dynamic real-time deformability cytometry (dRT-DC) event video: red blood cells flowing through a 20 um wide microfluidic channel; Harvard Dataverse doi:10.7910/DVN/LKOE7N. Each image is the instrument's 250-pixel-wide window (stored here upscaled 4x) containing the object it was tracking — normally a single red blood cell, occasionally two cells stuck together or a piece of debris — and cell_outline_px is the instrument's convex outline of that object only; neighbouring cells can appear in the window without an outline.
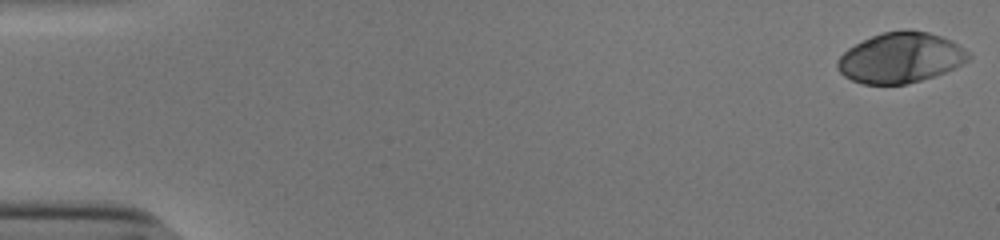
{"species": "human", "species_latin": "Homo sapiens", "temperature_condition": "cold", "stored_images_in_passage": 45, "camera_frame_rate_fps": 3000, "um_per_image_px": 0.085, "donor": {"sex": "male"}, "frame": {"image": 1, "passage_image": 1, "time_ms": 0.0, "image_size_px": [1000, 240], "cell_outline_px": [[972, 56], [968, 60], [944, 72], [920, 80], [904, 84], [864, 84], [852, 80], [844, 76], [836, 68], [836, 60], [848, 48], [872, 36], [884, 32], [904, 28], [908, 28], [928, 32], [952, 40], [968, 52]], "centroid_in_image_um": [76.52, 4.89], "position_along_channel_um": 8.5, "area_um2": 38.32}}
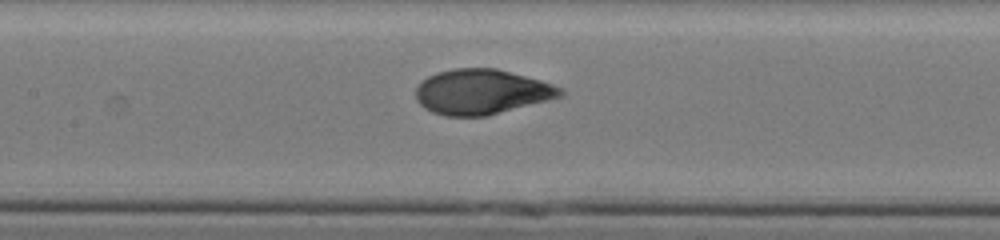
{"frame": {"image": 2, "passage_image": 26, "time_ms": 8.333, "image_size_px": [1000, 240], "cell_outline_px": [[564, 96], [488, 116], [444, 116], [432, 112], [424, 108], [416, 100], [416, 88], [420, 80], [436, 72], [452, 68], [496, 68], [540, 80], [564, 88]], "centroid_in_image_um": [40.93, 7.81], "position_along_channel_um": 166.5, "area_um2": 38.32}}
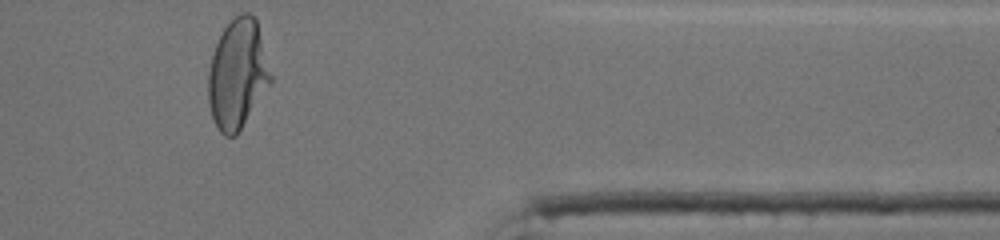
{"frame": {"image": 3, "passage_image": 45, "time_ms": 14.667, "image_size_px": [1000, 240], "cell_outline_px": [[272, 80], [236, 136], [224, 136], [220, 132], [212, 116], [208, 100], [208, 72], [212, 56], [216, 44], [224, 28], [240, 12], [248, 12], [256, 20], [272, 76]], "centroid_in_image_um": [20.18, 6.31], "position_along_channel_um": 391.2, "area_um2": 39.19}, "authors_computed_cell_mechanics": {"area_um2": 38.0902, "velocity_mm_per_s": 3.8508, "shape_relaxation_time_tau1_ms": 3.6568, "shape_relaxation_time_tau2_ms": null, "deformation_change_tau1": 0.2042, "deformation_change_tau2": null}}